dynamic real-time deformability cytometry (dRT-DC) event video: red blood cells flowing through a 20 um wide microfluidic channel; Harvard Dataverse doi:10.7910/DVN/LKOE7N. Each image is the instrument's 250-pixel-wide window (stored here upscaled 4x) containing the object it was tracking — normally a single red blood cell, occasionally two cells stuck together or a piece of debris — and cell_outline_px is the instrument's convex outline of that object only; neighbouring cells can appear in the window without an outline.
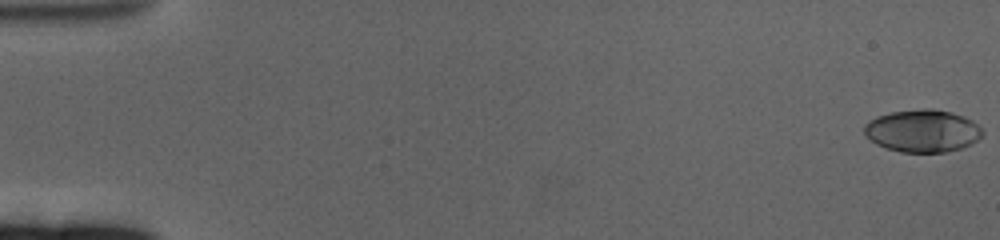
{"species": "human", "species_latin": "Homo sapiens", "temperature_condition": "cold", "stored_images_in_passage": 63, "camera_frame_rate_fps": 3000, "um_per_image_px": 0.085, "donor": {"sex": "female"}, "frame": {"image": 1, "passage_image": 1, "time_ms": 0.0, "image_size_px": [1000, 240], "cell_outline_px": [[984, 132], [972, 144], [960, 148], [944, 152], [900, 152], [876, 144], [864, 136], [864, 124], [868, 120], [876, 116], [892, 112], [924, 108], [932, 108], [952, 112], [964, 116], [972, 120]], "centroid_in_image_um": [78.38, 11.11], "position_along_channel_um": 6.6, "area_um2": 29.36}}
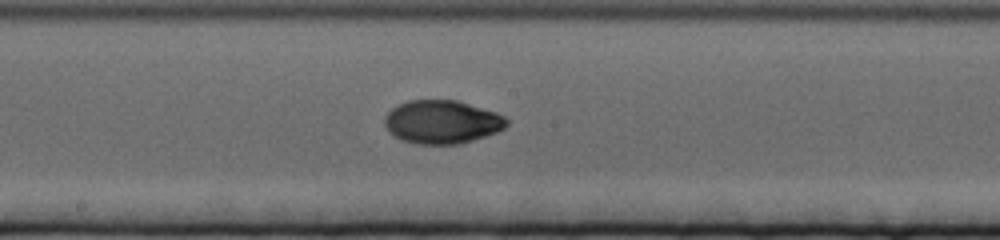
{"frame": {"image": 2, "passage_image": 35, "time_ms": 11.333, "image_size_px": [1000, 240], "cell_outline_px": [[508, 124], [504, 128], [496, 132], [460, 144], [420, 144], [400, 140], [392, 136], [388, 132], [384, 124], [384, 116], [392, 108], [408, 100], [456, 100], [496, 112], [504, 116], [508, 120]], "centroid_in_image_um": [37.53, 10.37], "position_along_channel_um": 210.7, "area_um2": 30.92}}
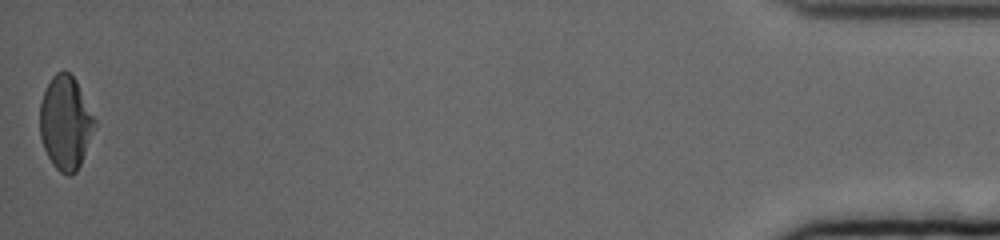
{"frame": {"image": 3, "passage_image": 63, "time_ms": 20.667, "image_size_px": [1000, 240], "cell_outline_px": [[96, 124], [80, 164], [76, 172], [68, 176], [60, 172], [52, 164], [44, 148], [40, 136], [40, 104], [44, 92], [52, 76], [56, 72], [68, 72], [76, 80], [96, 120]], "centroid_in_image_um": [5.56, 10.44], "position_along_channel_um": 429.6, "area_um2": 29.54}, "authors_computed_cell_mechanics": {"area_um2": 29.5936, "velocity_mm_per_s": 3.2911, "shape_relaxation_time_tau1_ms": 4.9161, "shape_relaxation_time_tau2_ms": 3.3393, "deformation_change_tau1": 0.1886, "deformation_change_tau2": 0.0342}}